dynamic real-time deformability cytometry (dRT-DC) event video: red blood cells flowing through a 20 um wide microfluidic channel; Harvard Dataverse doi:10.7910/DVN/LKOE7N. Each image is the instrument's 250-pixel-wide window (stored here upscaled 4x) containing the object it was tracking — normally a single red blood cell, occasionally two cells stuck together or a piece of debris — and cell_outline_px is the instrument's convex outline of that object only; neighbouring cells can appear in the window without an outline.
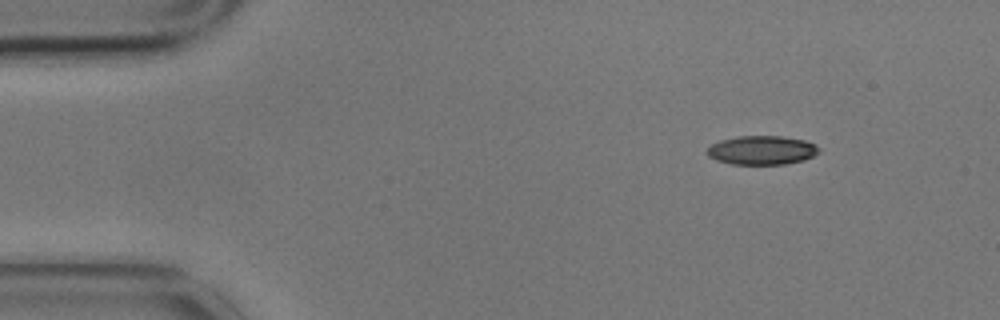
{"species": "common noctule bat (a hibernating species)", "species_latin": "Nyctalus noctula", "temperature_condition": "cold", "stored_images_in_passage": 3, "camera_frame_rate_fps": 3000, "um_per_image_px": 0.085, "animal": {"sex": "male", "body_mass_g": 17.9}, "frame": {"image": 1, "passage_image": 1, "time_ms": 0.0, "image_size_px": [1000, 320], "cell_outline_px": [[820, 152], [804, 160], [784, 164], [732, 164], [716, 160], [708, 156], [704, 152], [712, 144], [720, 140], [736, 136], [780, 136], [804, 140], [816, 144], [820, 148]], "centroid_in_image_um": [64.75, 12.76], "position_along_channel_um": 20.3, "area_um2": 18.96}}